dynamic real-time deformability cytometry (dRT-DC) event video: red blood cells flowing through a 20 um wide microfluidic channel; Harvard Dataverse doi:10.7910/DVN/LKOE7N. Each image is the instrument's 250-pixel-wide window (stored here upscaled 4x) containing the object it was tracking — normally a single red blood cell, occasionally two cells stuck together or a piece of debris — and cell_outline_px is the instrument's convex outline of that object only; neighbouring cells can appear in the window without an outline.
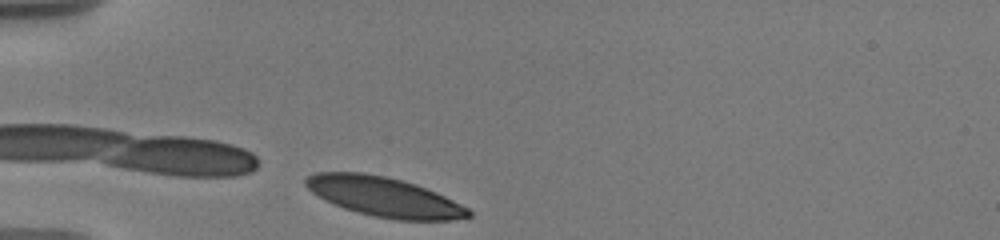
{"species": "human", "species_latin": "Homo sapiens", "temperature_condition": "warm", "stored_images_in_passage": 3, "camera_frame_rate_fps": 3000, "um_per_image_px": 0.085, "donor": {"sex": "male"}, "frame": {"image": 1, "passage_image": 1, "time_ms": 0.0, "image_size_px": [1000, 240], "cell_outline_px": [[472, 216], [452, 220], [396, 220], [376, 216], [344, 208], [332, 204], [316, 196], [304, 184], [304, 180], [308, 176], [316, 172], [364, 172], [404, 180], [416, 184], [436, 192], [468, 208], [472, 212]], "centroid_in_image_um": [32.63, 16.72], "position_along_channel_um": 52.4, "area_um2": 37.51}}
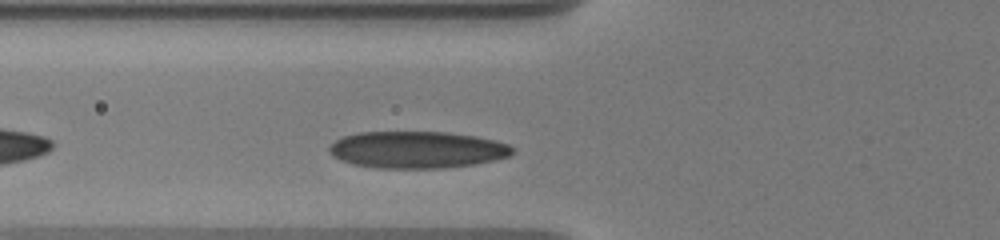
{"frame": {"image": 2, "passage_image": 3, "time_ms": 1.667, "image_size_px": [1000, 240], "cell_outline_px": [[512, 152], [508, 156], [492, 160], [472, 164], [444, 168], [376, 168], [352, 164], [340, 160], [332, 156], [328, 152], [328, 148], [336, 140], [344, 136], [360, 132], [444, 132], [476, 136], [496, 140], [508, 144], [512, 148]], "centroid_in_image_um": [35.4, 12.73], "position_along_channel_um": 90.4, "area_um2": 39.3}}